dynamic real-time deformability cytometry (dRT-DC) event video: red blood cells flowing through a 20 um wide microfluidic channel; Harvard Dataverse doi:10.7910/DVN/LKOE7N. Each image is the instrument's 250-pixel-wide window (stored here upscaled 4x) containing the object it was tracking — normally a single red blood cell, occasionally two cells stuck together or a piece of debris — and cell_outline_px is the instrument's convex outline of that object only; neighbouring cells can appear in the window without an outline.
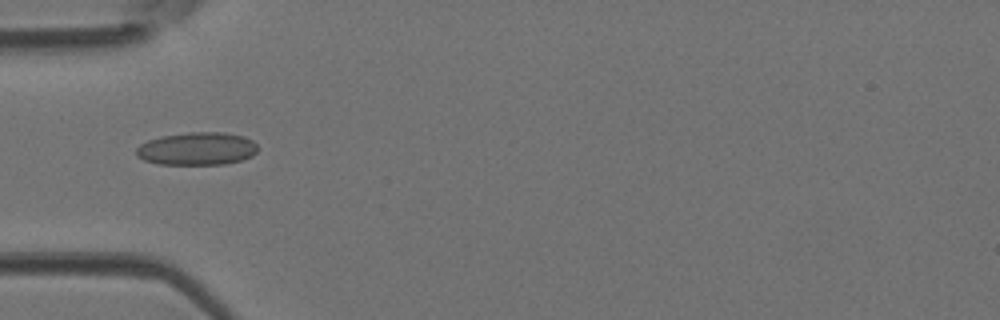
{"species": "Egyptian fruit bat (a non-hibernating species)", "species_latin": "Rousettus aegyptiacus", "temperature_condition": "room temperature", "stored_images_in_passage": 41, "camera_frame_rate_fps": 3000, "um_per_image_px": 0.085, "animal": {"sex": "female"}, "frame": {"image": 1, "passage_image": 11, "time_ms": 3.333, "image_size_px": [1000, 320], "cell_outline_px": [[256, 152], [252, 156], [240, 160], [224, 164], [160, 164], [144, 160], [136, 156], [136, 148], [140, 144], [148, 140], [160, 136], [188, 132], [224, 132], [244, 136], [252, 140], [256, 144]], "centroid_in_image_um": [16.73, 12.63], "position_along_channel_um": 68.3, "area_um2": 23.29}}
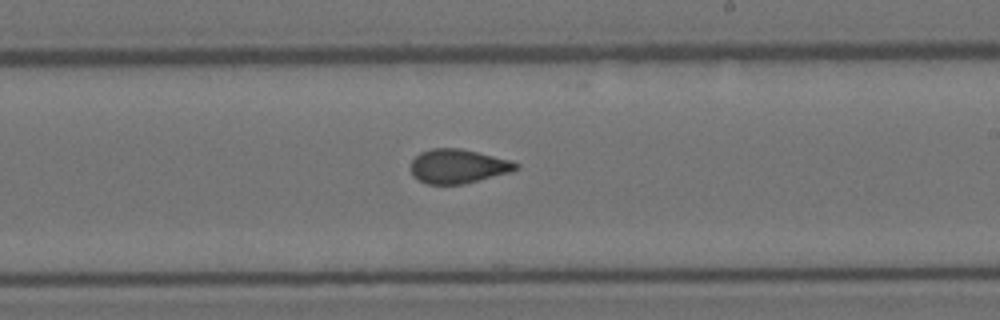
{"frame": {"image": 2, "passage_image": 23, "time_ms": 7.333, "image_size_px": [1000, 320], "cell_outline_px": [[520, 168], [512, 172], [464, 184], [428, 184], [412, 176], [412, 160], [420, 152], [432, 148], [460, 148], [508, 160], [520, 164]], "centroid_in_image_um": [38.95, 14.14], "position_along_channel_um": 250.1, "area_um2": 20.81}}
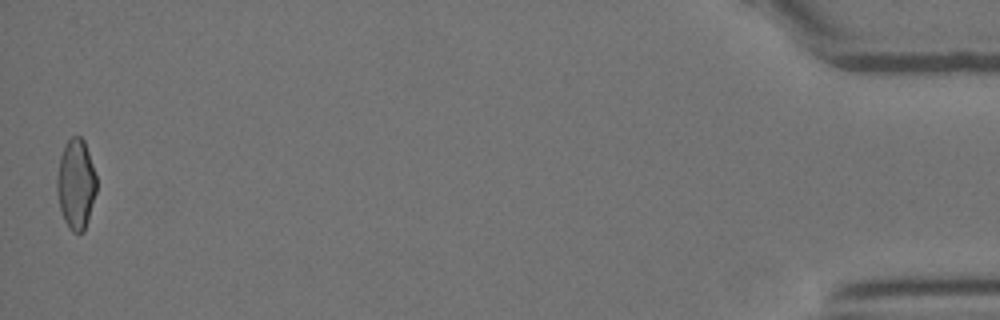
{"frame": {"image": 3, "passage_image": 41, "time_ms": 13.333, "image_size_px": [1000, 320], "cell_outline_px": [[96, 192], [88, 220], [84, 232], [72, 232], [68, 228], [64, 220], [60, 208], [56, 188], [56, 176], [60, 156], [64, 144], [72, 136], [80, 136], [84, 140], [96, 176]], "centroid_in_image_um": [6.44, 15.65], "position_along_channel_um": 428.8, "area_um2": 20.81}}